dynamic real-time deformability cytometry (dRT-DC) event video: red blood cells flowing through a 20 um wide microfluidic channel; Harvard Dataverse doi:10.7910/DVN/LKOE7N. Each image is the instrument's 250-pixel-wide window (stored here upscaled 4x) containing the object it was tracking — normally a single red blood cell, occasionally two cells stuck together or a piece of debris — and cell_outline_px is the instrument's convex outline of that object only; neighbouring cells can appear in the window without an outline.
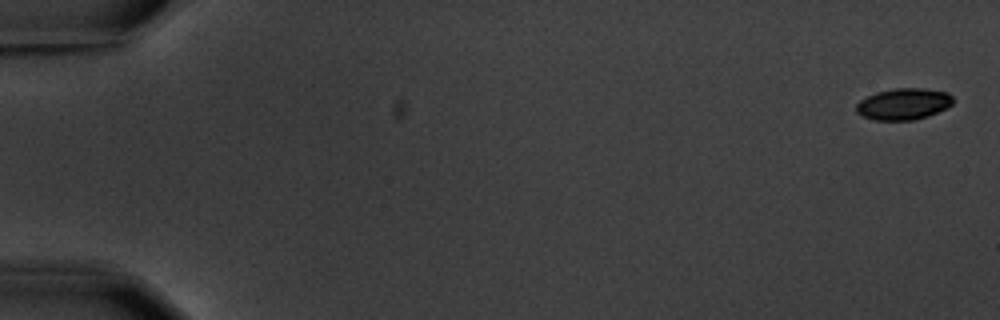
{"species": "common noctule bat (a hibernating species)", "species_latin": "Nyctalus noctula", "temperature_condition": "warm", "stored_images_in_passage": 7, "camera_frame_rate_fps": 3000, "um_per_image_px": 0.085, "animal": {"sex": "male", "body_mass_g": 20.1, "forearm_length_mm": 53.5}, "frame": {"image": 1, "passage_image": 1, "time_ms": 0.0, "image_size_px": [1000, 320], "cell_outline_px": [[952, 104], [928, 116], [912, 120], [876, 120], [864, 116], [856, 112], [856, 104], [860, 100], [876, 92], [892, 88], [924, 88], [948, 92], [952, 96]], "centroid_in_image_um": [76.79, 8.82], "position_along_channel_um": 8.2, "area_um2": 17.63}}
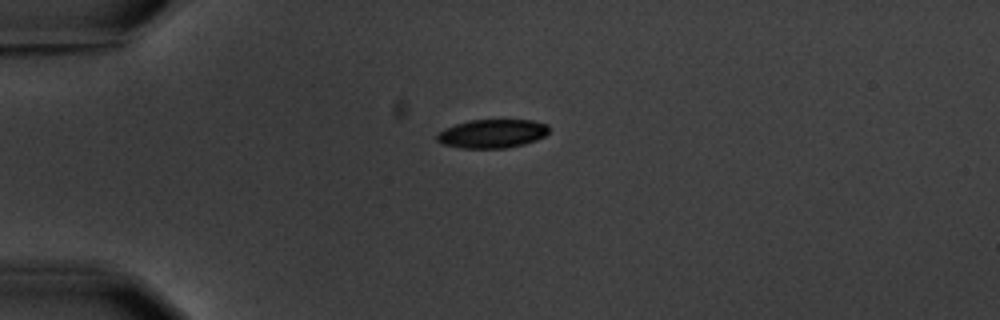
{"frame": {"image": 2, "passage_image": 5, "time_ms": 4.667, "image_size_px": [1000, 320], "cell_outline_px": [[548, 132], [544, 136], [536, 140], [524, 144], [504, 148], [460, 148], [440, 144], [436, 140], [436, 136], [444, 128], [468, 120], [532, 120], [548, 124]], "centroid_in_image_um": [41.81, 11.36], "position_along_channel_um": 43.2, "area_um2": 18.79}}
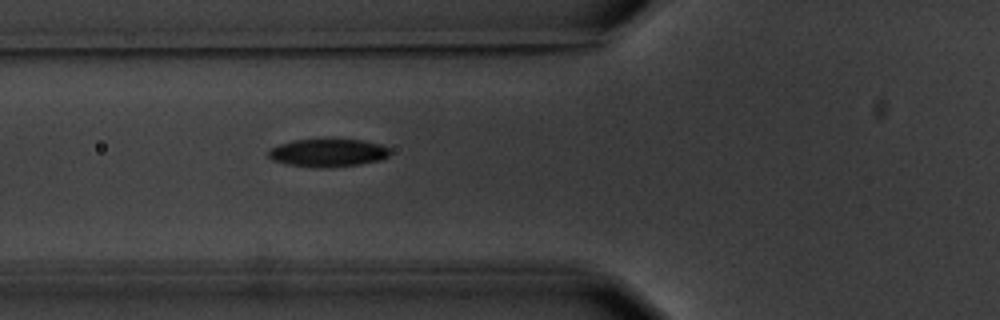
{"frame": {"image": 3, "passage_image": 7, "time_ms": 7.0, "image_size_px": [1000, 320], "cell_outline_px": [[388, 156], [380, 160], [360, 164], [324, 168], [288, 164], [272, 160], [268, 156], [268, 148], [292, 140], [364, 140], [380, 144], [388, 148]], "centroid_in_image_um": [27.84, 12.99], "position_along_channel_um": 98.0, "area_um2": 19.54}}